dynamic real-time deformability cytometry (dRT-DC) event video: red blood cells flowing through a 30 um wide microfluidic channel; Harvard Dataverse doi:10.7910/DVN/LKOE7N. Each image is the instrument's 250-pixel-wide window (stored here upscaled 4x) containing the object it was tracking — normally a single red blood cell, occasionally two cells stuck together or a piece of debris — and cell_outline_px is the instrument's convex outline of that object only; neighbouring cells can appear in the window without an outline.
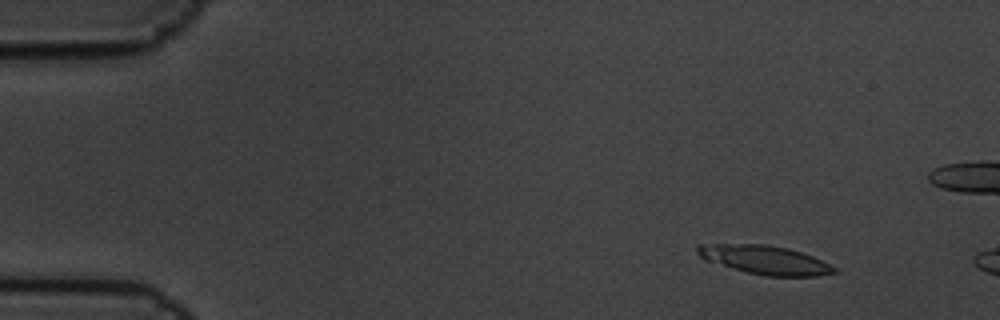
{"species": "common noctule bat (a hibernating species)", "species_latin": "Nyctalus noctula", "temperature_condition": "cold", "stored_images_in_passage": 3, "camera_frame_rate_fps": 3000, "um_per_image_px": 0.085, "animal": {"sex": "male", "body_mass_g": 19.5, "forearm_length_mm": 54.6}, "frame": {"image": 1, "passage_image": 2, "time_ms": 0.333, "image_size_px": [1000, 320], "cell_outline_px": [[836, 272], [820, 276], [764, 276], [748, 272], [704, 260], [696, 252], [696, 244], [764, 244], [788, 248], [812, 256], [836, 268]], "centroid_in_image_um": [64.98, 22.08], "position_along_channel_um": 20.0, "area_um2": 22.72}}